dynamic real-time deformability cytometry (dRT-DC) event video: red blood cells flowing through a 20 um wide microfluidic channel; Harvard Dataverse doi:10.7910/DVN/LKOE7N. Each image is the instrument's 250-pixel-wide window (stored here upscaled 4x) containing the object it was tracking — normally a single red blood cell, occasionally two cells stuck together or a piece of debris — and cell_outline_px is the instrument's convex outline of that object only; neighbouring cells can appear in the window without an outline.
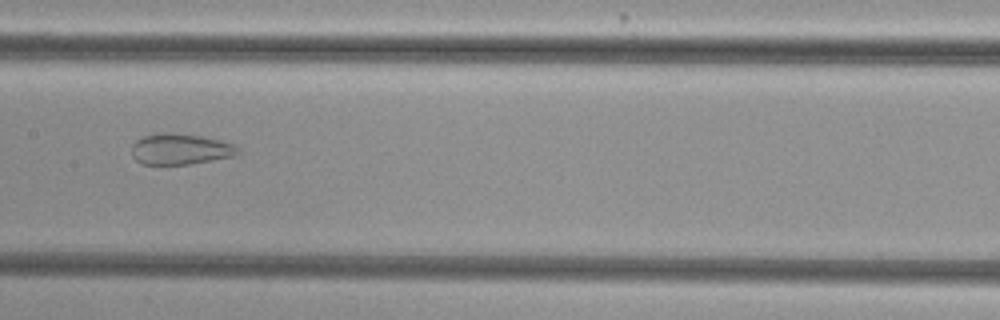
{"species": "common noctule bat (a hibernating species)", "species_latin": "Nyctalus noctula", "temperature_condition": "cold", "stored_images_in_passage": 47, "camera_frame_rate_fps": 3000, "um_per_image_px": 0.085, "animal": {"sex": "female", "body_mass_g": 29.2, "forearm_length_mm": 56.3}, "frame": {"image": 1, "passage_image": 28, "time_ms": 9.0, "image_size_px": [1000, 320], "cell_outline_px": [[240, 152], [236, 156], [188, 164], [144, 164], [136, 160], [132, 156], [132, 144], [136, 140], [144, 136], [164, 132], [200, 136], [220, 140], [232, 144], [240, 148]], "centroid_in_image_um": [15.34, 12.68], "position_along_channel_um": 192.1, "area_um2": 19.02}}
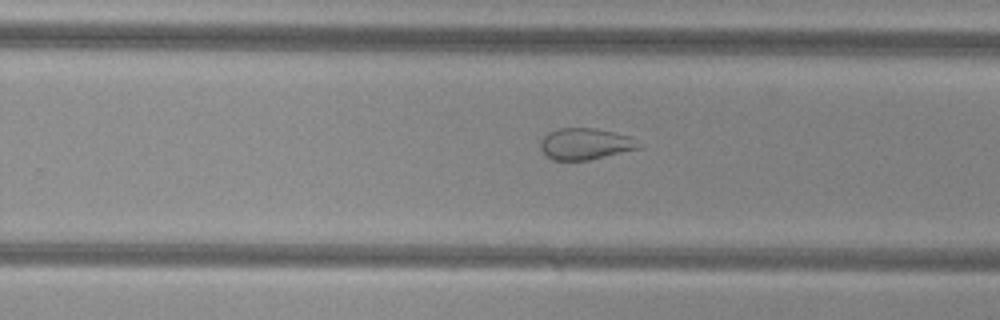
{"frame": {"image": 2, "passage_image": 35, "time_ms": 11.333, "image_size_px": [1000, 320], "cell_outline_px": [[640, 148], [588, 160], [552, 160], [544, 156], [540, 148], [540, 140], [548, 132], [556, 128], [596, 128], [628, 136]], "centroid_in_image_um": [49.62, 12.23], "position_along_channel_um": 280.2, "area_um2": 17.8}}
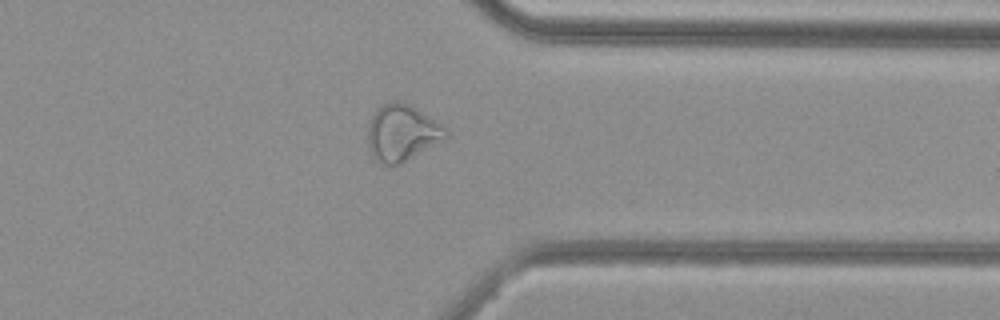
{"frame": {"image": 3, "passage_image": 43, "time_ms": 14.0, "image_size_px": [1000, 320], "cell_outline_px": [[448, 136], [400, 164], [384, 164], [376, 160], [372, 156], [368, 148], [368, 124], [372, 112], [376, 108], [392, 100], [400, 100], [416, 108], [440, 124], [448, 132]], "centroid_in_image_um": [34.1, 11.26], "position_along_channel_um": 377.3, "area_um2": 25.37}}